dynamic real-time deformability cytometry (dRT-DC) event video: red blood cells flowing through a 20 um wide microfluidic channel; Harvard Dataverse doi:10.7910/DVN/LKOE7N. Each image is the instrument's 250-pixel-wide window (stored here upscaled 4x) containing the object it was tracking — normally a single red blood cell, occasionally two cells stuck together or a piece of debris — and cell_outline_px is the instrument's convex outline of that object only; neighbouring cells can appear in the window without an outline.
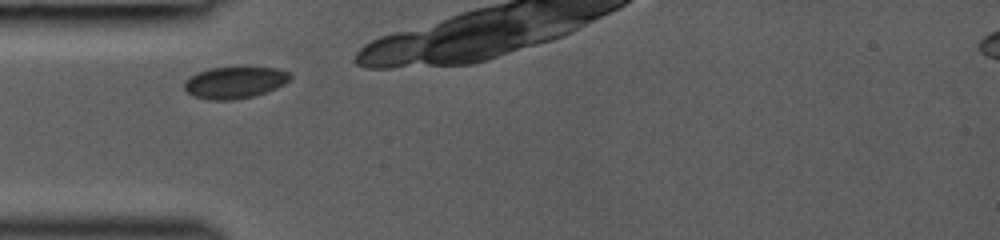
{"species": "common noctule bat (a hibernating species)", "species_latin": "Nyctalus noctula", "temperature_condition": "room temperature", "stored_images_in_passage": 12, "camera_frame_rate_fps": 3000, "um_per_image_px": 0.085, "animal": {"sex": "female", "body_mass_g": 19.0, "forearm_length_mm": 53.3}, "frame": {"image": 1, "passage_image": 1, "time_ms": 0.0, "image_size_px": [1000, 240], "cell_outline_px": [[292, 76], [284, 84], [276, 88], [252, 96], [232, 100], [208, 100], [192, 96], [184, 88], [184, 84], [196, 72], [212, 68], [276, 68], [288, 72]], "centroid_in_image_um": [19.94, 7.02], "position_along_channel_um": 65.1, "area_um2": 19.19}}